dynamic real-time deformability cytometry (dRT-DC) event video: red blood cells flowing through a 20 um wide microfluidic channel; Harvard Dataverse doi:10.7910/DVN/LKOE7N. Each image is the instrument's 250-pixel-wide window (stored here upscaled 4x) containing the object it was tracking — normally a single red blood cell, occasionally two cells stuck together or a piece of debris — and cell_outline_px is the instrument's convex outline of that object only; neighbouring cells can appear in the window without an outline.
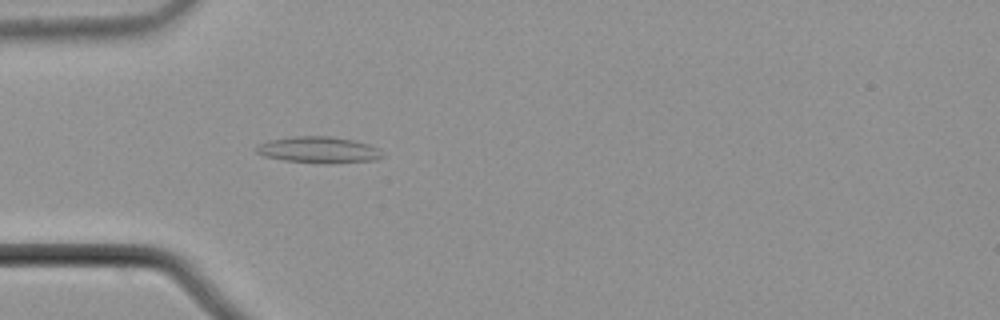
{"species": "common noctule bat (a hibernating species)", "species_latin": "Nyctalus noctula", "temperature_condition": "cold", "stored_images_in_passage": 52, "camera_frame_rate_fps": 3000, "um_per_image_px": 0.085, "animal": {"sex": "male", "body_mass_g": 21.5, "forearm_length_mm": 52.0}, "frame": {"image": 1, "passage_image": 14, "time_ms": 4.333, "image_size_px": [1000, 320], "cell_outline_px": [[384, 156], [376, 160], [328, 164], [324, 164], [284, 160], [264, 156], [256, 152], [256, 148], [260, 144], [268, 140], [292, 136], [332, 136], [352, 140], [368, 144], [380, 148]], "centroid_in_image_um": [27.12, 12.74], "position_along_channel_um": 57.9, "area_um2": 19.54}}
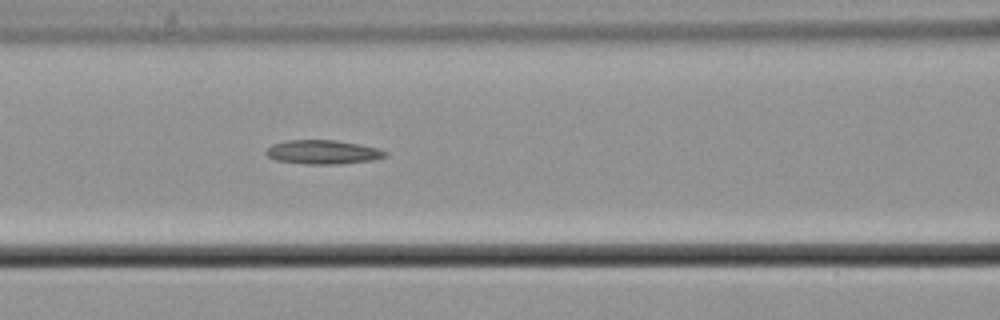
{"frame": {"image": 2, "passage_image": 21, "time_ms": 6.667, "image_size_px": [1000, 320], "cell_outline_px": [[388, 156], [372, 160], [340, 164], [304, 164], [276, 160], [268, 156], [264, 152], [272, 144], [288, 140], [336, 140], [360, 144], [380, 148], [388, 152]], "centroid_in_image_um": [27.48, 12.92], "position_along_channel_um": 139.1, "area_um2": 16.82}}
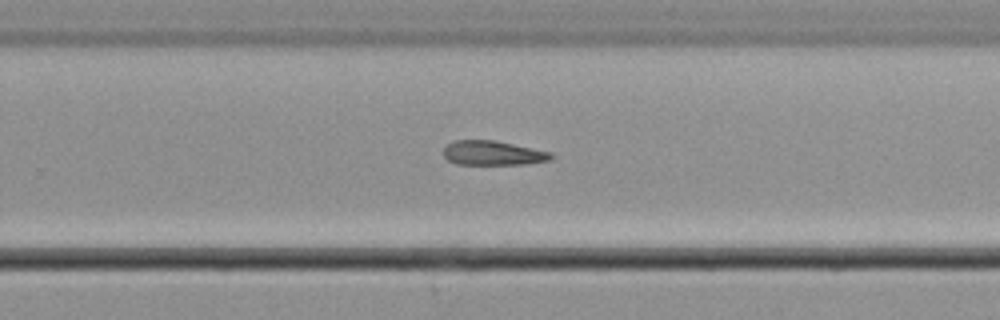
{"frame": {"image": 3, "passage_image": 33, "time_ms": 10.667, "image_size_px": [1000, 320], "cell_outline_px": [[556, 156], [552, 160], [528, 164], [456, 164], [448, 160], [444, 156], [444, 148], [452, 140], [496, 140], [552, 152]], "centroid_in_image_um": [41.95, 13.01], "position_along_channel_um": 287.8, "area_um2": 15.55}}